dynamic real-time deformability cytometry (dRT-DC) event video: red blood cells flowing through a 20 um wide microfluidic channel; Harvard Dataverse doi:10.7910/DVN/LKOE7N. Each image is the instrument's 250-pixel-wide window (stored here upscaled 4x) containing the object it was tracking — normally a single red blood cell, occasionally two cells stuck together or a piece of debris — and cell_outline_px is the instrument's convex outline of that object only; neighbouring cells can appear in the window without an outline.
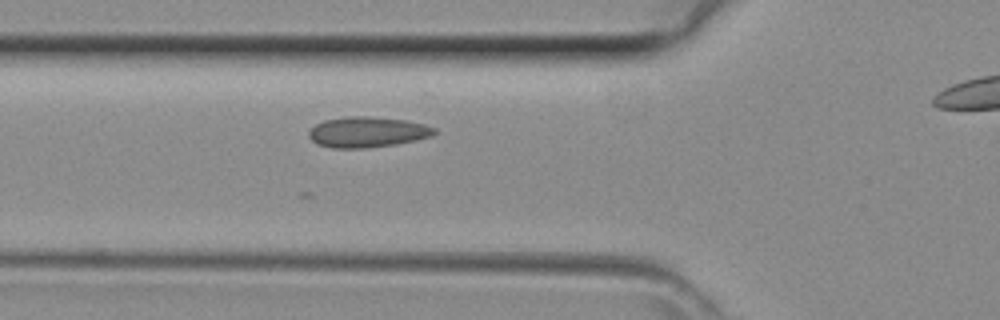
{"species": "common noctule bat (a hibernating species)", "species_latin": "Nyctalus noctula", "temperature_condition": "room temperature", "stored_images_in_passage": 26, "camera_frame_rate_fps": 3000, "um_per_image_px": 0.085, "animal": {"sex": "female", "body_mass_g": 29.2, "forearm_length_mm": 56.3}, "frame": {"image": 1, "passage_image": 5, "time_ms": 1.333, "image_size_px": [1000, 320], "cell_outline_px": [[436, 132], [432, 136], [416, 140], [396, 144], [364, 148], [332, 148], [316, 144], [308, 136], [308, 132], [316, 124], [324, 120], [348, 116], [368, 116], [404, 120], [424, 124], [436, 128]], "centroid_in_image_um": [31.21, 11.23], "position_along_channel_um": 94.6, "area_um2": 22.37}}
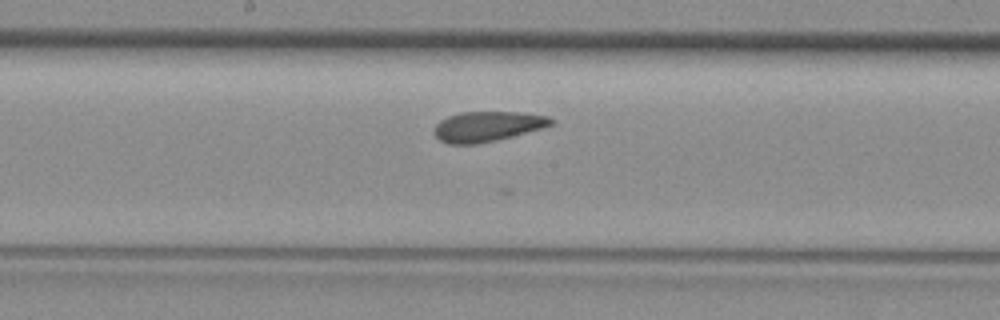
{"frame": {"image": 2, "passage_image": 12, "time_ms": 3.667, "image_size_px": [1000, 320], "cell_outline_px": [[556, 124], [512, 136], [496, 140], [472, 144], [448, 144], [440, 140], [436, 136], [436, 124], [440, 120], [448, 116], [460, 112], [524, 112], [548, 116], [556, 120]], "centroid_in_image_um": [41.49, 10.73], "position_along_channel_um": 206.7, "area_um2": 20.46}}
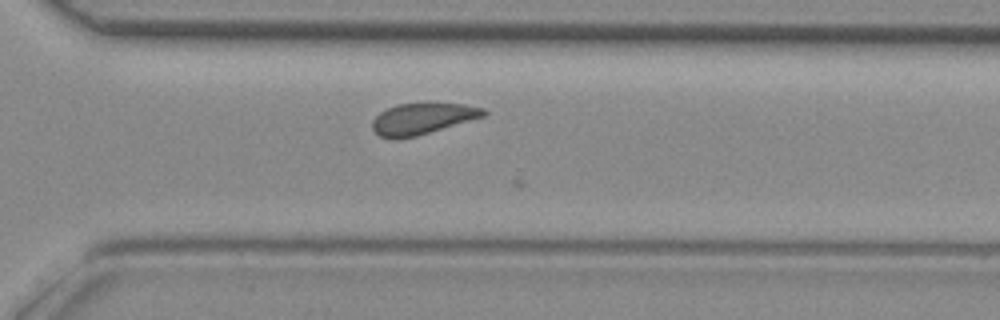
{"frame": {"image": 3, "passage_image": 20, "time_ms": 6.333, "image_size_px": [1000, 320], "cell_outline_px": [[488, 112], [484, 116], [416, 136], [396, 140], [392, 140], [380, 136], [372, 128], [372, 120], [380, 112], [396, 104], [464, 104], [484, 108]], "centroid_in_image_um": [35.87, 10.1], "position_along_channel_um": 334.7, "area_um2": 20.0}}